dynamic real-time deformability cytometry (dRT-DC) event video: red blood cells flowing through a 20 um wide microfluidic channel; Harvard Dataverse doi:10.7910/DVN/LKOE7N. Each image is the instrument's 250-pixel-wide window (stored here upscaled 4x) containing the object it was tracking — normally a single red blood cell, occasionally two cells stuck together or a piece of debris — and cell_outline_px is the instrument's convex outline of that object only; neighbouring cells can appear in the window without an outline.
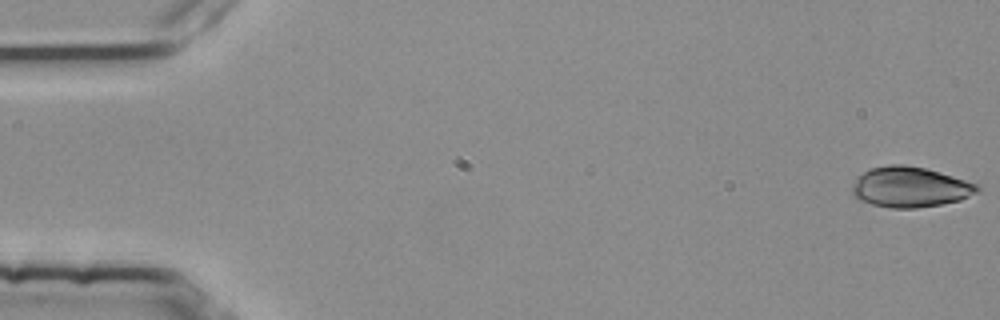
{"species": "common noctule bat (a hibernating species)", "species_latin": "Nyctalus noctula", "temperature_condition": "room temperature", "stored_images_in_passage": 54, "camera_frame_rate_fps": 3000, "um_per_image_px": 0.085, "animal": {"sex": "female", "body_mass_g": 25.1}, "frame": {"image": 1, "passage_image": 1, "time_ms": 0.0, "image_size_px": [1000, 320], "cell_outline_px": [[984, 188], [980, 192], [960, 200], [940, 204], [916, 208], [892, 208], [872, 204], [860, 200], [852, 196], [852, 184], [856, 176], [872, 168], [888, 164], [904, 164], [924, 168], [940, 172], [976, 184]], "centroid_in_image_um": [77.35, 15.9], "position_along_channel_um": 7.7, "area_um2": 29.59}}
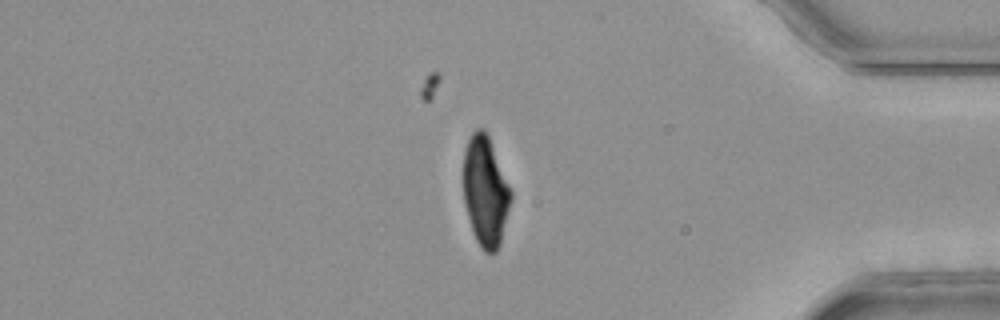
{"frame": {"image": 2, "passage_image": 46, "time_ms": 15.0, "image_size_px": [1000, 320], "cell_outline_px": [[512, 196], [500, 244], [496, 252], [484, 252], [480, 248], [476, 240], [464, 204], [464, 148], [472, 132], [476, 128], [484, 128], [488, 132], [512, 192]], "centroid_in_image_um": [41.26, 16.22], "position_along_channel_um": 393.9, "area_um2": 30.52}}
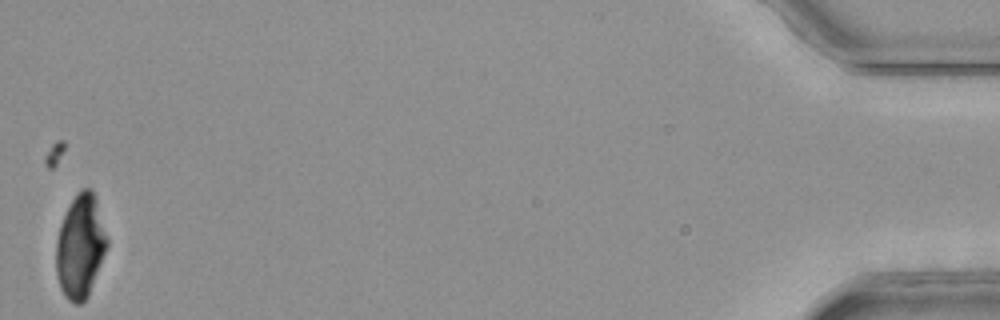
{"frame": {"image": 3, "passage_image": 54, "time_ms": 17.667, "image_size_px": [1000, 320], "cell_outline_px": [[108, 244], [88, 296], [80, 304], [76, 304], [68, 300], [64, 296], [60, 288], [56, 276], [56, 240], [60, 224], [76, 192], [80, 188], [92, 188], [96, 196], [108, 240]], "centroid_in_image_um": [6.82, 20.92], "position_along_channel_um": 428.4, "area_um2": 30.81}}